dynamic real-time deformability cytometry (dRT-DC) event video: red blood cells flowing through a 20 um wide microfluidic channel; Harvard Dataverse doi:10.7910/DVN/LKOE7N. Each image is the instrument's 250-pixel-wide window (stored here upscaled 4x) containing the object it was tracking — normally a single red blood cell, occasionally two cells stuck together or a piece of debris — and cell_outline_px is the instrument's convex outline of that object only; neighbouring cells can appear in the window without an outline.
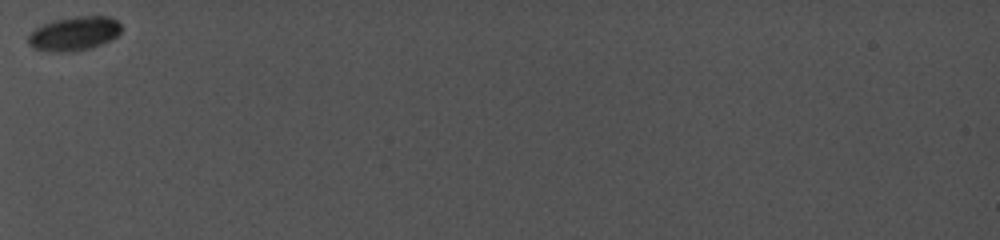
{"species": "common noctule bat (a hibernating species)", "species_latin": "Nyctalus noctula", "temperature_condition": "cold", "stored_images_in_passage": 30, "camera_frame_rate_fps": 5000, "um_per_image_px": 0.085, "animal": {"sex": "female", "body_mass_g": 19.0, "forearm_length_mm": 56.7}, "frame": {"image": 1, "passage_image": 1, "time_ms": 0.0, "image_size_px": [1000, 240], "cell_outline_px": [[120, 32], [116, 36], [100, 44], [88, 48], [64, 52], [52, 52], [32, 48], [28, 44], [28, 36], [36, 28], [44, 24], [56, 20], [72, 16], [108, 16], [116, 20], [120, 24]], "centroid_in_image_um": [6.27, 2.85], "position_along_channel_um": 78.7, "area_um2": 18.15}}
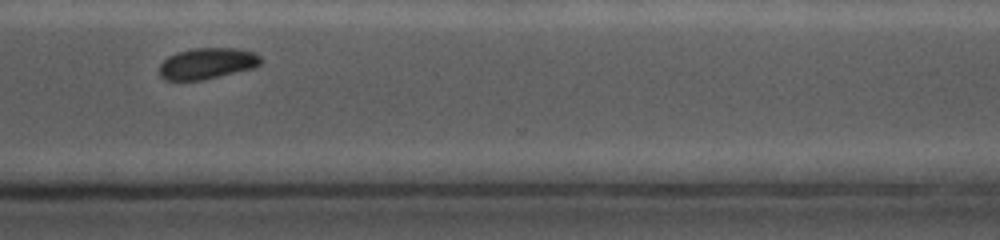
{"frame": {"image": 2, "passage_image": 25, "time_ms": 7.4, "image_size_px": [1000, 240], "cell_outline_px": [[264, 60], [260, 64], [252, 68], [200, 80], [164, 80], [160, 76], [160, 64], [168, 56], [176, 52], [192, 48], [236, 48], [252, 52], [260, 56]], "centroid_in_image_um": [17.59, 5.38], "position_along_channel_um": 353.0, "area_um2": 18.26}}
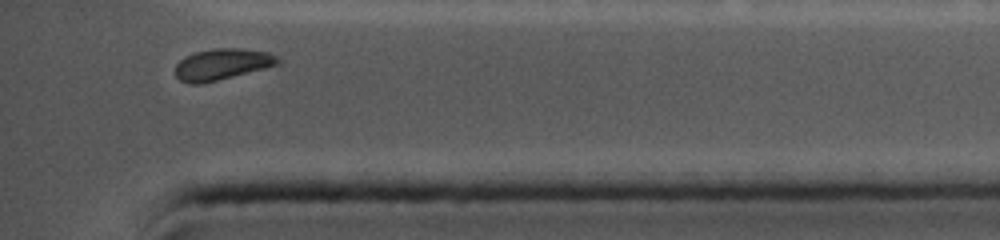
{"frame": {"image": 3, "passage_image": 28, "time_ms": 9.0, "image_size_px": [1000, 240], "cell_outline_px": [[280, 64], [200, 84], [192, 84], [180, 80], [176, 76], [176, 64], [184, 56], [196, 52], [216, 48], [240, 48], [268, 52], [276, 56], [280, 60]], "centroid_in_image_um": [18.87, 5.45], "position_along_channel_um": 416.3, "area_um2": 18.38}, "authors_computed_cell_mechanics": {"area_um2": 19.6231, "velocity_mm_per_s": 3.8557, "shape_relaxation_time_tau1_ms": 0.3089, "shape_relaxation_time_tau2_ms": null, "deformation_change_tau1": 0.0422, "deformation_change_tau2": null}}